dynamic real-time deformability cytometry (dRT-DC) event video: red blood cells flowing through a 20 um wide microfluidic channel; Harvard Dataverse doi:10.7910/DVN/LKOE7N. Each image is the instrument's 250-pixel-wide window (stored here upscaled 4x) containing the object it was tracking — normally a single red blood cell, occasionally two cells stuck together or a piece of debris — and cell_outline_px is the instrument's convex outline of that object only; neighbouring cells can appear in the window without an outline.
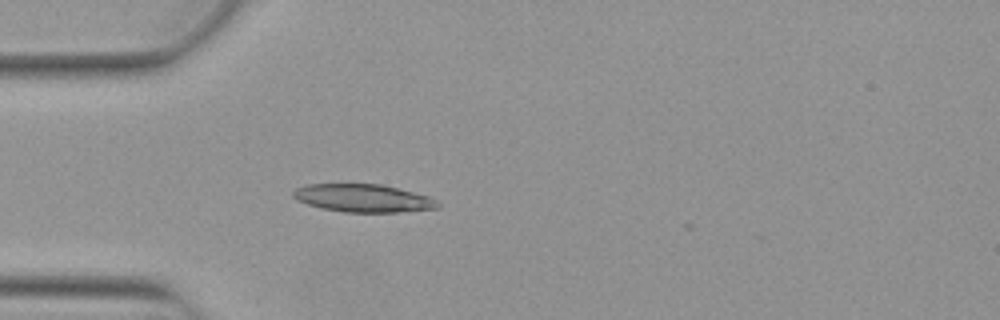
{"species": "Egyptian fruit bat (a non-hibernating species)", "species_latin": "Rousettus aegyptiacus", "temperature_condition": "warm", "stored_images_in_passage": 13, "camera_frame_rate_fps": 3000, "um_per_image_px": 0.085, "animal": {"sex": "female"}, "frame": {"image": 1, "passage_image": 8, "time_ms": 2.333, "image_size_px": [1000, 320], "cell_outline_px": [[440, 204], [436, 208], [396, 212], [344, 212], [320, 208], [296, 200], [292, 196], [292, 192], [296, 188], [308, 184], [380, 184], [428, 196], [436, 200]], "centroid_in_image_um": [30.81, 16.84], "position_along_channel_um": 54.2, "area_um2": 23.29}}
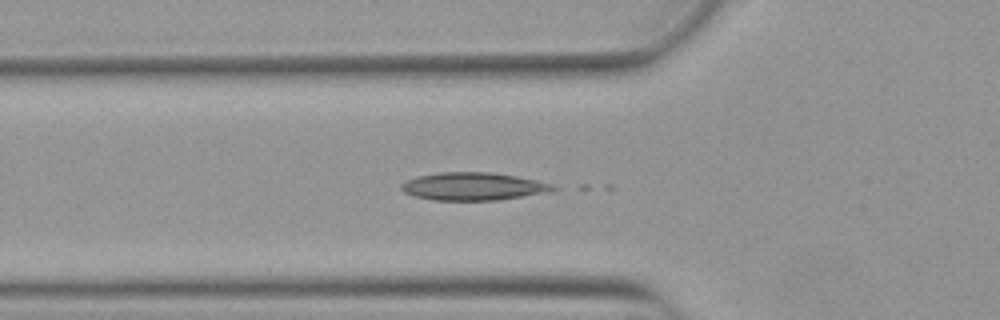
{"frame": {"image": 2, "passage_image": 11, "time_ms": 3.333, "image_size_px": [1000, 320], "cell_outline_px": [[560, 188], [552, 192], [496, 200], [432, 200], [416, 196], [404, 192], [400, 188], [400, 184], [416, 176], [440, 172], [492, 172], [516, 176], [536, 180], [552, 184]], "centroid_in_image_um": [40.26, 15.84], "position_along_channel_um": 85.5, "area_um2": 24.68}}